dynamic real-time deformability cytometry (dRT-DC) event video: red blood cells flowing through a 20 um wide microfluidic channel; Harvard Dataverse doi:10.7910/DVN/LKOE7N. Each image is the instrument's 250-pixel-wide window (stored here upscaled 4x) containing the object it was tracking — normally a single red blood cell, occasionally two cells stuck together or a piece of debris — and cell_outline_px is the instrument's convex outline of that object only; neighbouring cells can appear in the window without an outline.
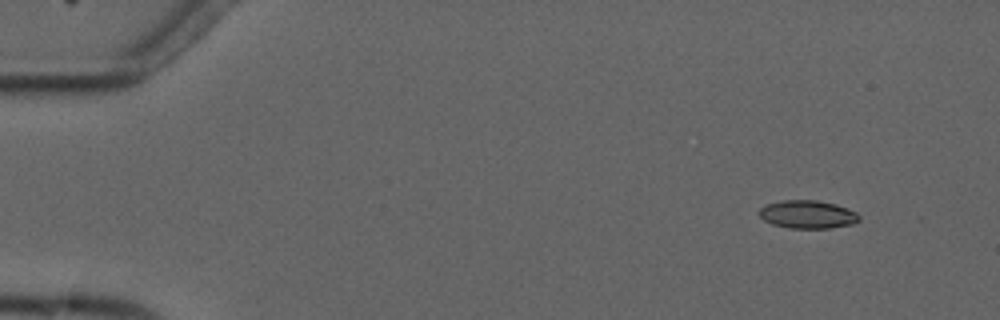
{"species": "common noctule bat (a hibernating species)", "species_latin": "Nyctalus noctula", "temperature_condition": "cold", "stored_images_in_passage": 5, "camera_frame_rate_fps": 3000, "um_per_image_px": 0.085, "animal": {"sex": "male", "forearm_length_mm": 52.5}, "frame": {"image": 1, "passage_image": 2, "time_ms": 1.333, "image_size_px": [1000, 320], "cell_outline_px": [[860, 220], [852, 224], [832, 228], [788, 228], [772, 224], [764, 220], [760, 216], [760, 208], [768, 204], [784, 200], [816, 200], [836, 204], [848, 208], [856, 212], [860, 216]], "centroid_in_image_um": [68.68, 18.23], "position_along_channel_um": 16.3, "area_um2": 16.36}}